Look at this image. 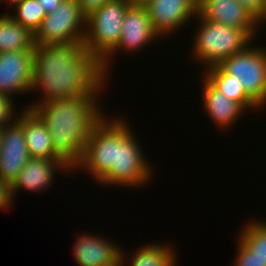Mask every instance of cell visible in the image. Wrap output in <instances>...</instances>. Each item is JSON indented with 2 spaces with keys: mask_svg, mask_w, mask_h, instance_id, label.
<instances>
[{
  "mask_svg": "<svg viewBox=\"0 0 266 266\" xmlns=\"http://www.w3.org/2000/svg\"><path fill=\"white\" fill-rule=\"evenodd\" d=\"M108 77L83 44L35 46L30 91L44 94L26 108L47 100L99 97Z\"/></svg>",
  "mask_w": 266,
  "mask_h": 266,
  "instance_id": "1",
  "label": "cell"
},
{
  "mask_svg": "<svg viewBox=\"0 0 266 266\" xmlns=\"http://www.w3.org/2000/svg\"><path fill=\"white\" fill-rule=\"evenodd\" d=\"M99 97L47 100L32 108L51 134L54 153L69 167L81 162L94 125L104 116Z\"/></svg>",
  "mask_w": 266,
  "mask_h": 266,
  "instance_id": "2",
  "label": "cell"
},
{
  "mask_svg": "<svg viewBox=\"0 0 266 266\" xmlns=\"http://www.w3.org/2000/svg\"><path fill=\"white\" fill-rule=\"evenodd\" d=\"M142 148L125 118L116 119L115 166L98 180L100 185L139 188L152 179V164L142 154ZM152 173V174H151ZM151 178V179H150ZM112 184V185H111Z\"/></svg>",
  "mask_w": 266,
  "mask_h": 266,
  "instance_id": "3",
  "label": "cell"
},
{
  "mask_svg": "<svg viewBox=\"0 0 266 266\" xmlns=\"http://www.w3.org/2000/svg\"><path fill=\"white\" fill-rule=\"evenodd\" d=\"M200 24L195 34L192 56L205 64V69L219 65L224 59L243 51L253 39L241 28L211 22L195 17ZM194 50V51H193Z\"/></svg>",
  "mask_w": 266,
  "mask_h": 266,
  "instance_id": "4",
  "label": "cell"
},
{
  "mask_svg": "<svg viewBox=\"0 0 266 266\" xmlns=\"http://www.w3.org/2000/svg\"><path fill=\"white\" fill-rule=\"evenodd\" d=\"M130 5L128 0H110L86 17L83 47L100 62L118 45Z\"/></svg>",
  "mask_w": 266,
  "mask_h": 266,
  "instance_id": "5",
  "label": "cell"
},
{
  "mask_svg": "<svg viewBox=\"0 0 266 266\" xmlns=\"http://www.w3.org/2000/svg\"><path fill=\"white\" fill-rule=\"evenodd\" d=\"M86 16L77 0H63L34 33L36 46L83 44Z\"/></svg>",
  "mask_w": 266,
  "mask_h": 266,
  "instance_id": "6",
  "label": "cell"
},
{
  "mask_svg": "<svg viewBox=\"0 0 266 266\" xmlns=\"http://www.w3.org/2000/svg\"><path fill=\"white\" fill-rule=\"evenodd\" d=\"M219 65L242 85L245 93L259 107L266 105V47L255 48L249 44Z\"/></svg>",
  "mask_w": 266,
  "mask_h": 266,
  "instance_id": "7",
  "label": "cell"
},
{
  "mask_svg": "<svg viewBox=\"0 0 266 266\" xmlns=\"http://www.w3.org/2000/svg\"><path fill=\"white\" fill-rule=\"evenodd\" d=\"M105 115L94 125L86 143L81 162L75 167L88 170L98 181L111 166H115L116 118Z\"/></svg>",
  "mask_w": 266,
  "mask_h": 266,
  "instance_id": "8",
  "label": "cell"
},
{
  "mask_svg": "<svg viewBox=\"0 0 266 266\" xmlns=\"http://www.w3.org/2000/svg\"><path fill=\"white\" fill-rule=\"evenodd\" d=\"M159 36L153 30L147 9L141 4H131L125 15L118 45L101 61V68L107 76L112 55L119 50L137 52Z\"/></svg>",
  "mask_w": 266,
  "mask_h": 266,
  "instance_id": "9",
  "label": "cell"
},
{
  "mask_svg": "<svg viewBox=\"0 0 266 266\" xmlns=\"http://www.w3.org/2000/svg\"><path fill=\"white\" fill-rule=\"evenodd\" d=\"M34 50L0 52V94L30 93Z\"/></svg>",
  "mask_w": 266,
  "mask_h": 266,
  "instance_id": "10",
  "label": "cell"
},
{
  "mask_svg": "<svg viewBox=\"0 0 266 266\" xmlns=\"http://www.w3.org/2000/svg\"><path fill=\"white\" fill-rule=\"evenodd\" d=\"M198 0H149L147 9L153 30L160 37L168 36L197 16Z\"/></svg>",
  "mask_w": 266,
  "mask_h": 266,
  "instance_id": "11",
  "label": "cell"
},
{
  "mask_svg": "<svg viewBox=\"0 0 266 266\" xmlns=\"http://www.w3.org/2000/svg\"><path fill=\"white\" fill-rule=\"evenodd\" d=\"M197 14L214 23L241 28L253 40L260 26L258 20L238 0H198Z\"/></svg>",
  "mask_w": 266,
  "mask_h": 266,
  "instance_id": "12",
  "label": "cell"
},
{
  "mask_svg": "<svg viewBox=\"0 0 266 266\" xmlns=\"http://www.w3.org/2000/svg\"><path fill=\"white\" fill-rule=\"evenodd\" d=\"M29 158L23 123L16 118L1 129L0 177L12 184Z\"/></svg>",
  "mask_w": 266,
  "mask_h": 266,
  "instance_id": "13",
  "label": "cell"
},
{
  "mask_svg": "<svg viewBox=\"0 0 266 266\" xmlns=\"http://www.w3.org/2000/svg\"><path fill=\"white\" fill-rule=\"evenodd\" d=\"M73 254L79 266H124V251L108 239L93 234H80Z\"/></svg>",
  "mask_w": 266,
  "mask_h": 266,
  "instance_id": "14",
  "label": "cell"
},
{
  "mask_svg": "<svg viewBox=\"0 0 266 266\" xmlns=\"http://www.w3.org/2000/svg\"><path fill=\"white\" fill-rule=\"evenodd\" d=\"M65 169V170H64ZM67 169V170H66ZM55 170L64 172L71 169L61 159L29 158L26 165L11 184L13 197L19 189L40 192L52 185Z\"/></svg>",
  "mask_w": 266,
  "mask_h": 266,
  "instance_id": "15",
  "label": "cell"
},
{
  "mask_svg": "<svg viewBox=\"0 0 266 266\" xmlns=\"http://www.w3.org/2000/svg\"><path fill=\"white\" fill-rule=\"evenodd\" d=\"M17 118L23 123L24 138L29 156L41 159H60L54 153L51 134L45 122L29 108H24Z\"/></svg>",
  "mask_w": 266,
  "mask_h": 266,
  "instance_id": "16",
  "label": "cell"
},
{
  "mask_svg": "<svg viewBox=\"0 0 266 266\" xmlns=\"http://www.w3.org/2000/svg\"><path fill=\"white\" fill-rule=\"evenodd\" d=\"M202 77L204 78L202 80L204 84L202 87V103L206 114L214 121L216 127L230 128L243 115L245 110L216 89L204 76Z\"/></svg>",
  "mask_w": 266,
  "mask_h": 266,
  "instance_id": "17",
  "label": "cell"
},
{
  "mask_svg": "<svg viewBox=\"0 0 266 266\" xmlns=\"http://www.w3.org/2000/svg\"><path fill=\"white\" fill-rule=\"evenodd\" d=\"M34 33L16 22L10 14L0 16V52L34 50Z\"/></svg>",
  "mask_w": 266,
  "mask_h": 266,
  "instance_id": "18",
  "label": "cell"
},
{
  "mask_svg": "<svg viewBox=\"0 0 266 266\" xmlns=\"http://www.w3.org/2000/svg\"><path fill=\"white\" fill-rule=\"evenodd\" d=\"M204 77L230 100L238 103L245 111L260 108L244 91L240 83L220 65L205 69Z\"/></svg>",
  "mask_w": 266,
  "mask_h": 266,
  "instance_id": "19",
  "label": "cell"
},
{
  "mask_svg": "<svg viewBox=\"0 0 266 266\" xmlns=\"http://www.w3.org/2000/svg\"><path fill=\"white\" fill-rule=\"evenodd\" d=\"M131 256L130 266H176V251L170 244L150 243Z\"/></svg>",
  "mask_w": 266,
  "mask_h": 266,
  "instance_id": "20",
  "label": "cell"
},
{
  "mask_svg": "<svg viewBox=\"0 0 266 266\" xmlns=\"http://www.w3.org/2000/svg\"><path fill=\"white\" fill-rule=\"evenodd\" d=\"M239 235L238 240L266 265V221L248 222Z\"/></svg>",
  "mask_w": 266,
  "mask_h": 266,
  "instance_id": "21",
  "label": "cell"
},
{
  "mask_svg": "<svg viewBox=\"0 0 266 266\" xmlns=\"http://www.w3.org/2000/svg\"><path fill=\"white\" fill-rule=\"evenodd\" d=\"M15 13L10 15L16 22L33 33L40 27L46 14L37 0H24L16 6Z\"/></svg>",
  "mask_w": 266,
  "mask_h": 266,
  "instance_id": "22",
  "label": "cell"
},
{
  "mask_svg": "<svg viewBox=\"0 0 266 266\" xmlns=\"http://www.w3.org/2000/svg\"><path fill=\"white\" fill-rule=\"evenodd\" d=\"M13 101L11 97L0 94V129L16 119L17 112L14 110L16 107Z\"/></svg>",
  "mask_w": 266,
  "mask_h": 266,
  "instance_id": "23",
  "label": "cell"
},
{
  "mask_svg": "<svg viewBox=\"0 0 266 266\" xmlns=\"http://www.w3.org/2000/svg\"><path fill=\"white\" fill-rule=\"evenodd\" d=\"M236 260L233 266H266L262 260L253 255L239 240Z\"/></svg>",
  "mask_w": 266,
  "mask_h": 266,
  "instance_id": "24",
  "label": "cell"
},
{
  "mask_svg": "<svg viewBox=\"0 0 266 266\" xmlns=\"http://www.w3.org/2000/svg\"><path fill=\"white\" fill-rule=\"evenodd\" d=\"M12 188L11 184L7 182L5 179L0 177V210H5L8 207H11L12 200Z\"/></svg>",
  "mask_w": 266,
  "mask_h": 266,
  "instance_id": "25",
  "label": "cell"
},
{
  "mask_svg": "<svg viewBox=\"0 0 266 266\" xmlns=\"http://www.w3.org/2000/svg\"><path fill=\"white\" fill-rule=\"evenodd\" d=\"M259 22L263 23L264 0H238Z\"/></svg>",
  "mask_w": 266,
  "mask_h": 266,
  "instance_id": "26",
  "label": "cell"
},
{
  "mask_svg": "<svg viewBox=\"0 0 266 266\" xmlns=\"http://www.w3.org/2000/svg\"><path fill=\"white\" fill-rule=\"evenodd\" d=\"M110 0H77L81 11L87 17L97 9H100L106 2Z\"/></svg>",
  "mask_w": 266,
  "mask_h": 266,
  "instance_id": "27",
  "label": "cell"
},
{
  "mask_svg": "<svg viewBox=\"0 0 266 266\" xmlns=\"http://www.w3.org/2000/svg\"><path fill=\"white\" fill-rule=\"evenodd\" d=\"M39 1L40 6L43 8L45 14L52 13L63 0H37Z\"/></svg>",
  "mask_w": 266,
  "mask_h": 266,
  "instance_id": "28",
  "label": "cell"
},
{
  "mask_svg": "<svg viewBox=\"0 0 266 266\" xmlns=\"http://www.w3.org/2000/svg\"><path fill=\"white\" fill-rule=\"evenodd\" d=\"M4 1H6L7 2V4H10L11 5V7L13 6H17V5H19L20 3H22L24 0H4ZM0 2L2 3L3 2V0H0Z\"/></svg>",
  "mask_w": 266,
  "mask_h": 266,
  "instance_id": "29",
  "label": "cell"
},
{
  "mask_svg": "<svg viewBox=\"0 0 266 266\" xmlns=\"http://www.w3.org/2000/svg\"><path fill=\"white\" fill-rule=\"evenodd\" d=\"M131 4H141L144 5L147 3L149 0H128Z\"/></svg>",
  "mask_w": 266,
  "mask_h": 266,
  "instance_id": "30",
  "label": "cell"
},
{
  "mask_svg": "<svg viewBox=\"0 0 266 266\" xmlns=\"http://www.w3.org/2000/svg\"><path fill=\"white\" fill-rule=\"evenodd\" d=\"M264 23H266V0H264V7H263V24Z\"/></svg>",
  "mask_w": 266,
  "mask_h": 266,
  "instance_id": "31",
  "label": "cell"
}]
</instances>
